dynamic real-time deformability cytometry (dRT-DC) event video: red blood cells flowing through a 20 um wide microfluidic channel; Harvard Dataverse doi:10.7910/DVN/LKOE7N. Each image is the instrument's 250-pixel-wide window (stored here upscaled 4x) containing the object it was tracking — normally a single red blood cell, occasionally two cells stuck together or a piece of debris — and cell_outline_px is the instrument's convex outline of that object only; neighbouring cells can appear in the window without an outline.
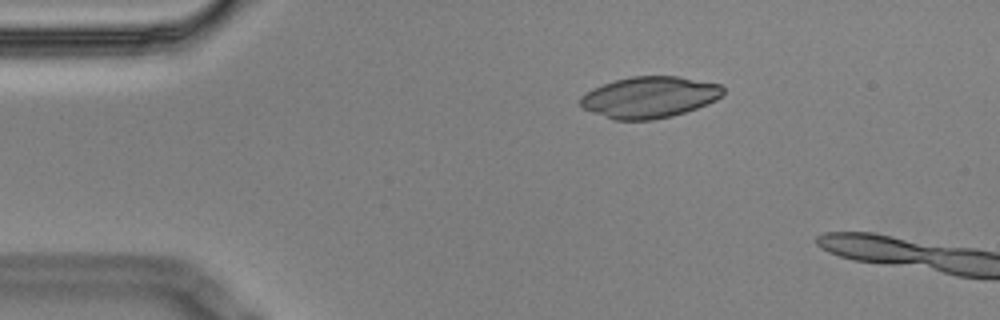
{"species": "Egyptian fruit bat (a non-hibernating species)", "species_latin": "Rousettus aegyptiacus", "temperature_condition": "cold", "stored_images_in_passage": 5, "camera_frame_rate_fps": 3000, "um_per_image_px": 0.085, "animal": {"sex": "male"}, "frame": {"image": 1, "passage_image": 3, "time_ms": 0.667, "image_size_px": [1000, 320], "cell_outline_px": [[724, 92], [716, 100], [708, 104], [672, 116], [652, 120], [612, 120], [592, 112], [584, 108], [580, 104], [580, 96], [592, 88], [616, 80], [632, 76], [680, 76], [720, 84], [724, 88]], "centroid_in_image_um": [55.2, 8.26], "position_along_channel_um": 29.8, "area_um2": 34.45}}